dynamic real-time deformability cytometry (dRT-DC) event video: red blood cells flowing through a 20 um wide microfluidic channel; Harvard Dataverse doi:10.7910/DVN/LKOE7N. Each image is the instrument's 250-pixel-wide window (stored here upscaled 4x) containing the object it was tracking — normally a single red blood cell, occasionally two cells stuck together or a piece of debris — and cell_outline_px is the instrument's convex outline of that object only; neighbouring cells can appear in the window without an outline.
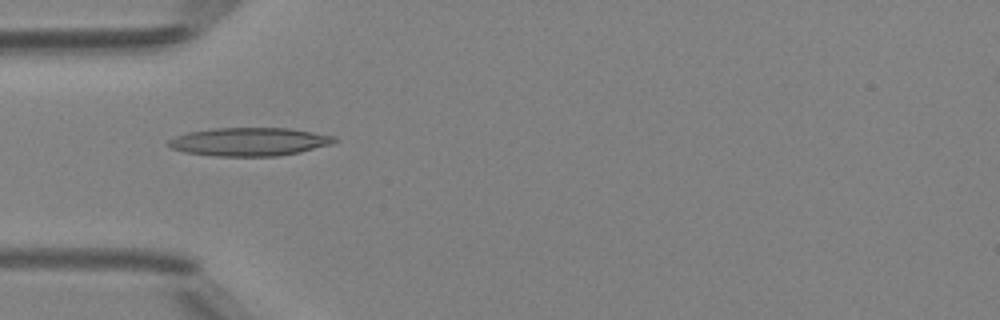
{"species": "Egyptian fruit bat (a non-hibernating species)", "species_latin": "Rousettus aegyptiacus", "temperature_condition": "room temperature", "stored_images_in_passage": 48, "camera_frame_rate_fps": 3000, "um_per_image_px": 0.085, "animal": {"sex": "female"}, "frame": {"image": 1, "passage_image": 15, "time_ms": 4.667, "image_size_px": [1000, 320], "cell_outline_px": [[340, 140], [332, 144], [300, 152], [276, 156], [216, 156], [184, 152], [172, 148], [164, 144], [168, 140], [176, 136], [188, 132], [212, 128], [288, 128], [336, 136]], "centroid_in_image_um": [21.19, 12.04], "position_along_channel_um": 63.8, "area_um2": 27.51}}
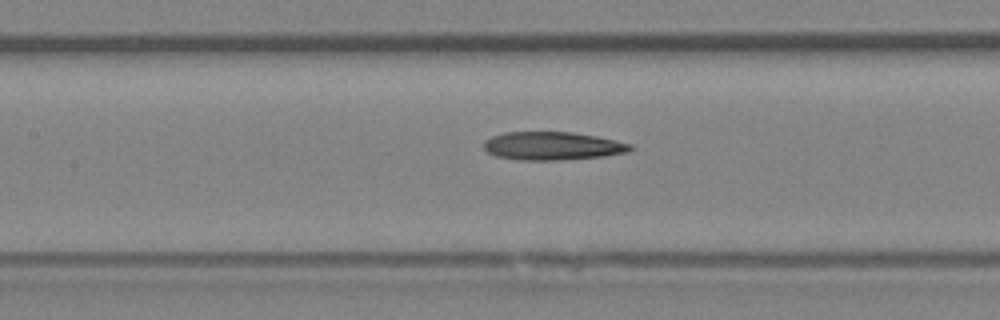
{"frame": {"image": 2, "passage_image": 22, "time_ms": 7.0, "image_size_px": [1000, 320], "cell_outline_px": [[632, 148], [628, 152], [604, 156], [560, 160], [520, 160], [496, 156], [488, 152], [484, 148], [484, 140], [492, 136], [504, 132], [572, 132], [596, 136], [632, 144]], "centroid_in_image_um": [46.94, 12.4], "position_along_channel_um": 160.5, "area_um2": 24.04}}
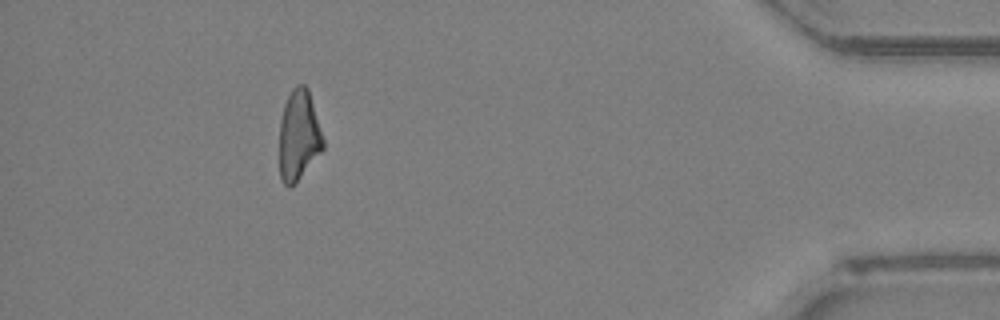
{"frame": {"image": 3, "passage_image": 44, "time_ms": 14.333, "image_size_px": [1000, 320], "cell_outline_px": [[324, 148], [292, 188], [288, 188], [280, 180], [280, 120], [284, 104], [292, 88], [296, 84], [304, 84], [308, 88], [324, 140]], "centroid_in_image_um": [25.38, 11.53], "position_along_channel_um": 409.8, "area_um2": 23.12}}